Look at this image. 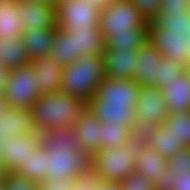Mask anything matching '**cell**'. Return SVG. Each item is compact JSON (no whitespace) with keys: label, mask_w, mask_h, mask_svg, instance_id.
<instances>
[{"label":"cell","mask_w":190,"mask_h":190,"mask_svg":"<svg viewBox=\"0 0 190 190\" xmlns=\"http://www.w3.org/2000/svg\"><path fill=\"white\" fill-rule=\"evenodd\" d=\"M4 173H5L4 167L0 166V179L3 178Z\"/></svg>","instance_id":"7dc6e473"},{"label":"cell","mask_w":190,"mask_h":190,"mask_svg":"<svg viewBox=\"0 0 190 190\" xmlns=\"http://www.w3.org/2000/svg\"><path fill=\"white\" fill-rule=\"evenodd\" d=\"M101 120L88 108L78 116L73 124V129L78 135L79 144L91 155L100 149Z\"/></svg>","instance_id":"44dd1931"},{"label":"cell","mask_w":190,"mask_h":190,"mask_svg":"<svg viewBox=\"0 0 190 190\" xmlns=\"http://www.w3.org/2000/svg\"><path fill=\"white\" fill-rule=\"evenodd\" d=\"M149 22L141 15L131 0H113L101 9L100 30L106 40L115 31L148 27Z\"/></svg>","instance_id":"52a82bcc"},{"label":"cell","mask_w":190,"mask_h":190,"mask_svg":"<svg viewBox=\"0 0 190 190\" xmlns=\"http://www.w3.org/2000/svg\"><path fill=\"white\" fill-rule=\"evenodd\" d=\"M185 68L181 62L163 56L158 62L157 87L161 89L166 82L178 78Z\"/></svg>","instance_id":"4dcf8cb0"},{"label":"cell","mask_w":190,"mask_h":190,"mask_svg":"<svg viewBox=\"0 0 190 190\" xmlns=\"http://www.w3.org/2000/svg\"><path fill=\"white\" fill-rule=\"evenodd\" d=\"M168 112L190 111V72L185 68L178 78L161 88Z\"/></svg>","instance_id":"ac0fdd59"},{"label":"cell","mask_w":190,"mask_h":190,"mask_svg":"<svg viewBox=\"0 0 190 190\" xmlns=\"http://www.w3.org/2000/svg\"><path fill=\"white\" fill-rule=\"evenodd\" d=\"M0 190H4V176L0 179Z\"/></svg>","instance_id":"c3c4849f"},{"label":"cell","mask_w":190,"mask_h":190,"mask_svg":"<svg viewBox=\"0 0 190 190\" xmlns=\"http://www.w3.org/2000/svg\"><path fill=\"white\" fill-rule=\"evenodd\" d=\"M37 74L30 63L10 68L8 79L2 92L8 106L31 108L41 95L36 86Z\"/></svg>","instance_id":"8992f818"},{"label":"cell","mask_w":190,"mask_h":190,"mask_svg":"<svg viewBox=\"0 0 190 190\" xmlns=\"http://www.w3.org/2000/svg\"><path fill=\"white\" fill-rule=\"evenodd\" d=\"M40 144L47 150V176L73 178L91 169V154L79 144L73 127L40 131Z\"/></svg>","instance_id":"6da1fadb"},{"label":"cell","mask_w":190,"mask_h":190,"mask_svg":"<svg viewBox=\"0 0 190 190\" xmlns=\"http://www.w3.org/2000/svg\"><path fill=\"white\" fill-rule=\"evenodd\" d=\"M167 158L149 149L142 142L139 144L135 172L149 179L153 184L159 180L160 173L167 168Z\"/></svg>","instance_id":"603a6c76"},{"label":"cell","mask_w":190,"mask_h":190,"mask_svg":"<svg viewBox=\"0 0 190 190\" xmlns=\"http://www.w3.org/2000/svg\"><path fill=\"white\" fill-rule=\"evenodd\" d=\"M103 56L105 77L132 79L135 77L136 50L108 49L101 53Z\"/></svg>","instance_id":"d6986e66"},{"label":"cell","mask_w":190,"mask_h":190,"mask_svg":"<svg viewBox=\"0 0 190 190\" xmlns=\"http://www.w3.org/2000/svg\"><path fill=\"white\" fill-rule=\"evenodd\" d=\"M164 125L186 146H190V111L168 112Z\"/></svg>","instance_id":"f1b7e54d"},{"label":"cell","mask_w":190,"mask_h":190,"mask_svg":"<svg viewBox=\"0 0 190 190\" xmlns=\"http://www.w3.org/2000/svg\"><path fill=\"white\" fill-rule=\"evenodd\" d=\"M57 26L47 28H24L20 33L21 41L30 59L49 55Z\"/></svg>","instance_id":"7402d4cb"},{"label":"cell","mask_w":190,"mask_h":190,"mask_svg":"<svg viewBox=\"0 0 190 190\" xmlns=\"http://www.w3.org/2000/svg\"><path fill=\"white\" fill-rule=\"evenodd\" d=\"M4 190H37V184L15 171H5Z\"/></svg>","instance_id":"1f68e13d"},{"label":"cell","mask_w":190,"mask_h":190,"mask_svg":"<svg viewBox=\"0 0 190 190\" xmlns=\"http://www.w3.org/2000/svg\"><path fill=\"white\" fill-rule=\"evenodd\" d=\"M163 29L181 31L183 35L189 33L190 11L169 12L158 15L154 19Z\"/></svg>","instance_id":"f546056e"},{"label":"cell","mask_w":190,"mask_h":190,"mask_svg":"<svg viewBox=\"0 0 190 190\" xmlns=\"http://www.w3.org/2000/svg\"><path fill=\"white\" fill-rule=\"evenodd\" d=\"M42 183L48 187V190H71L73 178L46 177Z\"/></svg>","instance_id":"74e56055"},{"label":"cell","mask_w":190,"mask_h":190,"mask_svg":"<svg viewBox=\"0 0 190 190\" xmlns=\"http://www.w3.org/2000/svg\"><path fill=\"white\" fill-rule=\"evenodd\" d=\"M175 175L174 184L171 190H190V169L188 170H177L171 169Z\"/></svg>","instance_id":"f35d334b"},{"label":"cell","mask_w":190,"mask_h":190,"mask_svg":"<svg viewBox=\"0 0 190 190\" xmlns=\"http://www.w3.org/2000/svg\"><path fill=\"white\" fill-rule=\"evenodd\" d=\"M142 85L134 78L104 77L97 86L96 94L105 103L136 104Z\"/></svg>","instance_id":"7c38bea8"},{"label":"cell","mask_w":190,"mask_h":190,"mask_svg":"<svg viewBox=\"0 0 190 190\" xmlns=\"http://www.w3.org/2000/svg\"><path fill=\"white\" fill-rule=\"evenodd\" d=\"M30 62L27 49L20 36L0 39V63L7 68H15Z\"/></svg>","instance_id":"cb8c5ba5"},{"label":"cell","mask_w":190,"mask_h":190,"mask_svg":"<svg viewBox=\"0 0 190 190\" xmlns=\"http://www.w3.org/2000/svg\"><path fill=\"white\" fill-rule=\"evenodd\" d=\"M24 28L57 26L56 6L37 0H16Z\"/></svg>","instance_id":"5bb4252c"},{"label":"cell","mask_w":190,"mask_h":190,"mask_svg":"<svg viewBox=\"0 0 190 190\" xmlns=\"http://www.w3.org/2000/svg\"><path fill=\"white\" fill-rule=\"evenodd\" d=\"M156 49L169 59L190 68V42L181 31L163 29L155 20L148 24V37Z\"/></svg>","instance_id":"ba28073f"},{"label":"cell","mask_w":190,"mask_h":190,"mask_svg":"<svg viewBox=\"0 0 190 190\" xmlns=\"http://www.w3.org/2000/svg\"><path fill=\"white\" fill-rule=\"evenodd\" d=\"M167 165L170 169H190V146L179 149L175 154L167 158Z\"/></svg>","instance_id":"e575fe53"},{"label":"cell","mask_w":190,"mask_h":190,"mask_svg":"<svg viewBox=\"0 0 190 190\" xmlns=\"http://www.w3.org/2000/svg\"><path fill=\"white\" fill-rule=\"evenodd\" d=\"M100 149L120 146L132 141L138 133L129 125L101 121Z\"/></svg>","instance_id":"4316f807"},{"label":"cell","mask_w":190,"mask_h":190,"mask_svg":"<svg viewBox=\"0 0 190 190\" xmlns=\"http://www.w3.org/2000/svg\"><path fill=\"white\" fill-rule=\"evenodd\" d=\"M141 142L138 134L126 144L97 149L91 156V169L104 180L122 182L135 172Z\"/></svg>","instance_id":"5b68a950"},{"label":"cell","mask_w":190,"mask_h":190,"mask_svg":"<svg viewBox=\"0 0 190 190\" xmlns=\"http://www.w3.org/2000/svg\"><path fill=\"white\" fill-rule=\"evenodd\" d=\"M71 190H97V174L90 169L75 176Z\"/></svg>","instance_id":"d590c367"},{"label":"cell","mask_w":190,"mask_h":190,"mask_svg":"<svg viewBox=\"0 0 190 190\" xmlns=\"http://www.w3.org/2000/svg\"><path fill=\"white\" fill-rule=\"evenodd\" d=\"M88 1L90 4H96L100 9L110 4L113 0H84Z\"/></svg>","instance_id":"7bdbcfd3"},{"label":"cell","mask_w":190,"mask_h":190,"mask_svg":"<svg viewBox=\"0 0 190 190\" xmlns=\"http://www.w3.org/2000/svg\"><path fill=\"white\" fill-rule=\"evenodd\" d=\"M97 190H123V188L120 182L104 180L97 175Z\"/></svg>","instance_id":"60d3db41"},{"label":"cell","mask_w":190,"mask_h":190,"mask_svg":"<svg viewBox=\"0 0 190 190\" xmlns=\"http://www.w3.org/2000/svg\"><path fill=\"white\" fill-rule=\"evenodd\" d=\"M40 131L11 136L9 140L2 143L1 159L5 171H16L40 146Z\"/></svg>","instance_id":"8fae6325"},{"label":"cell","mask_w":190,"mask_h":190,"mask_svg":"<svg viewBox=\"0 0 190 190\" xmlns=\"http://www.w3.org/2000/svg\"><path fill=\"white\" fill-rule=\"evenodd\" d=\"M9 68L0 63V94H2L8 79Z\"/></svg>","instance_id":"b9f144b4"},{"label":"cell","mask_w":190,"mask_h":190,"mask_svg":"<svg viewBox=\"0 0 190 190\" xmlns=\"http://www.w3.org/2000/svg\"><path fill=\"white\" fill-rule=\"evenodd\" d=\"M183 11H190V0H161L160 13L158 15Z\"/></svg>","instance_id":"8d00e7d4"},{"label":"cell","mask_w":190,"mask_h":190,"mask_svg":"<svg viewBox=\"0 0 190 190\" xmlns=\"http://www.w3.org/2000/svg\"><path fill=\"white\" fill-rule=\"evenodd\" d=\"M35 130L31 108L8 106L0 116V145L11 136L32 133Z\"/></svg>","instance_id":"2e32d148"},{"label":"cell","mask_w":190,"mask_h":190,"mask_svg":"<svg viewBox=\"0 0 190 190\" xmlns=\"http://www.w3.org/2000/svg\"><path fill=\"white\" fill-rule=\"evenodd\" d=\"M85 108L84 100L63 90L42 93L31 107L34 127L38 131L54 127H73Z\"/></svg>","instance_id":"7a4b0ae2"},{"label":"cell","mask_w":190,"mask_h":190,"mask_svg":"<svg viewBox=\"0 0 190 190\" xmlns=\"http://www.w3.org/2000/svg\"><path fill=\"white\" fill-rule=\"evenodd\" d=\"M159 180L154 183L155 190H171L175 181V175L173 171L167 166V168L160 173Z\"/></svg>","instance_id":"ab89813d"},{"label":"cell","mask_w":190,"mask_h":190,"mask_svg":"<svg viewBox=\"0 0 190 190\" xmlns=\"http://www.w3.org/2000/svg\"><path fill=\"white\" fill-rule=\"evenodd\" d=\"M8 107L7 100L0 94V116L3 115V110Z\"/></svg>","instance_id":"ee69618b"},{"label":"cell","mask_w":190,"mask_h":190,"mask_svg":"<svg viewBox=\"0 0 190 190\" xmlns=\"http://www.w3.org/2000/svg\"><path fill=\"white\" fill-rule=\"evenodd\" d=\"M37 190H48V187H46L42 182L37 183Z\"/></svg>","instance_id":"f6af8a7d"},{"label":"cell","mask_w":190,"mask_h":190,"mask_svg":"<svg viewBox=\"0 0 190 190\" xmlns=\"http://www.w3.org/2000/svg\"><path fill=\"white\" fill-rule=\"evenodd\" d=\"M105 40L99 26L69 27L56 29L49 55L63 66L83 55L102 53Z\"/></svg>","instance_id":"3957f363"},{"label":"cell","mask_w":190,"mask_h":190,"mask_svg":"<svg viewBox=\"0 0 190 190\" xmlns=\"http://www.w3.org/2000/svg\"><path fill=\"white\" fill-rule=\"evenodd\" d=\"M86 107L99 120L131 126L138 134L135 104L105 103L96 93L86 102Z\"/></svg>","instance_id":"4fadbf2b"},{"label":"cell","mask_w":190,"mask_h":190,"mask_svg":"<svg viewBox=\"0 0 190 190\" xmlns=\"http://www.w3.org/2000/svg\"><path fill=\"white\" fill-rule=\"evenodd\" d=\"M187 38L189 39L190 42V20H189V33L187 34Z\"/></svg>","instance_id":"f907efd6"},{"label":"cell","mask_w":190,"mask_h":190,"mask_svg":"<svg viewBox=\"0 0 190 190\" xmlns=\"http://www.w3.org/2000/svg\"><path fill=\"white\" fill-rule=\"evenodd\" d=\"M47 150L41 145L15 171L36 184L47 176Z\"/></svg>","instance_id":"83f0119b"},{"label":"cell","mask_w":190,"mask_h":190,"mask_svg":"<svg viewBox=\"0 0 190 190\" xmlns=\"http://www.w3.org/2000/svg\"><path fill=\"white\" fill-rule=\"evenodd\" d=\"M1 154H2V146L0 145V166H3Z\"/></svg>","instance_id":"681fc988"},{"label":"cell","mask_w":190,"mask_h":190,"mask_svg":"<svg viewBox=\"0 0 190 190\" xmlns=\"http://www.w3.org/2000/svg\"><path fill=\"white\" fill-rule=\"evenodd\" d=\"M29 63L37 74L36 86L41 94L61 90L63 65L50 55L30 59Z\"/></svg>","instance_id":"e0dca14e"},{"label":"cell","mask_w":190,"mask_h":190,"mask_svg":"<svg viewBox=\"0 0 190 190\" xmlns=\"http://www.w3.org/2000/svg\"><path fill=\"white\" fill-rule=\"evenodd\" d=\"M101 9L84 0H59L56 4L57 27L99 26Z\"/></svg>","instance_id":"30bf717a"},{"label":"cell","mask_w":190,"mask_h":190,"mask_svg":"<svg viewBox=\"0 0 190 190\" xmlns=\"http://www.w3.org/2000/svg\"><path fill=\"white\" fill-rule=\"evenodd\" d=\"M37 1H42V2H45V3L52 4V5L56 6V4H57V2L59 0H37Z\"/></svg>","instance_id":"bcb514c9"},{"label":"cell","mask_w":190,"mask_h":190,"mask_svg":"<svg viewBox=\"0 0 190 190\" xmlns=\"http://www.w3.org/2000/svg\"><path fill=\"white\" fill-rule=\"evenodd\" d=\"M141 141L149 149L168 158L179 149L186 147L180 138H177L165 125L151 126L139 133Z\"/></svg>","instance_id":"ffe728a7"},{"label":"cell","mask_w":190,"mask_h":190,"mask_svg":"<svg viewBox=\"0 0 190 190\" xmlns=\"http://www.w3.org/2000/svg\"><path fill=\"white\" fill-rule=\"evenodd\" d=\"M104 77L102 54L83 55L64 66L61 90L87 102Z\"/></svg>","instance_id":"277c9868"},{"label":"cell","mask_w":190,"mask_h":190,"mask_svg":"<svg viewBox=\"0 0 190 190\" xmlns=\"http://www.w3.org/2000/svg\"><path fill=\"white\" fill-rule=\"evenodd\" d=\"M162 57L156 47L147 40L136 50L134 79L142 86L157 87L158 62Z\"/></svg>","instance_id":"9a60e30c"},{"label":"cell","mask_w":190,"mask_h":190,"mask_svg":"<svg viewBox=\"0 0 190 190\" xmlns=\"http://www.w3.org/2000/svg\"><path fill=\"white\" fill-rule=\"evenodd\" d=\"M121 183L123 190H155L154 184L139 173L133 172Z\"/></svg>","instance_id":"d6a6232c"},{"label":"cell","mask_w":190,"mask_h":190,"mask_svg":"<svg viewBox=\"0 0 190 190\" xmlns=\"http://www.w3.org/2000/svg\"><path fill=\"white\" fill-rule=\"evenodd\" d=\"M23 29L24 22L18 13L16 0H0V39L20 36Z\"/></svg>","instance_id":"484cf974"},{"label":"cell","mask_w":190,"mask_h":190,"mask_svg":"<svg viewBox=\"0 0 190 190\" xmlns=\"http://www.w3.org/2000/svg\"><path fill=\"white\" fill-rule=\"evenodd\" d=\"M134 110L139 133L151 126L164 125L168 110L162 90L154 86H142Z\"/></svg>","instance_id":"9c48e42d"},{"label":"cell","mask_w":190,"mask_h":190,"mask_svg":"<svg viewBox=\"0 0 190 190\" xmlns=\"http://www.w3.org/2000/svg\"><path fill=\"white\" fill-rule=\"evenodd\" d=\"M148 37V27L131 28L129 31H115L105 40V48L137 50Z\"/></svg>","instance_id":"d4e9b609"},{"label":"cell","mask_w":190,"mask_h":190,"mask_svg":"<svg viewBox=\"0 0 190 190\" xmlns=\"http://www.w3.org/2000/svg\"><path fill=\"white\" fill-rule=\"evenodd\" d=\"M141 15L150 22L160 13L161 0H131Z\"/></svg>","instance_id":"836d02e7"}]
</instances>
